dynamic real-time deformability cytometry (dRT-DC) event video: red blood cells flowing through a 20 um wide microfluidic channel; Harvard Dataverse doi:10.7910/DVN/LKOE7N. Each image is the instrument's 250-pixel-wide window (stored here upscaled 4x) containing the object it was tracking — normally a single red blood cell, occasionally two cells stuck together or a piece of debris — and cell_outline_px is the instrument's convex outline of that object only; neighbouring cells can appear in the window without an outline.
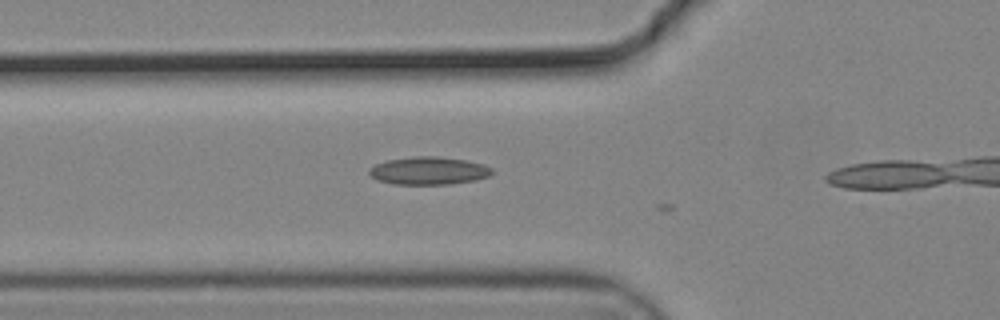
{"species": "common noctule bat (a hibernating species)", "species_latin": "Nyctalus noctula", "temperature_condition": "cold", "stored_images_in_passage": 3, "camera_frame_rate_fps": 3000, "um_per_image_px": 0.085, "animal": {"sex": "male", "body_mass_g": 19.2, "forearm_length_mm": 51.8}, "frame": {"image": 1, "passage_image": 2, "time_ms": 0.333, "image_size_px": [1000, 320], "cell_outline_px": [[492, 172], [488, 176], [476, 180], [448, 184], [392, 184], [376, 180], [368, 172], [368, 168], [376, 164], [388, 160], [412, 156], [436, 156], [464, 160], [484, 164], [492, 168]], "centroid_in_image_um": [36.41, 14.51], "position_along_channel_um": 89.4, "area_um2": 19.88}}